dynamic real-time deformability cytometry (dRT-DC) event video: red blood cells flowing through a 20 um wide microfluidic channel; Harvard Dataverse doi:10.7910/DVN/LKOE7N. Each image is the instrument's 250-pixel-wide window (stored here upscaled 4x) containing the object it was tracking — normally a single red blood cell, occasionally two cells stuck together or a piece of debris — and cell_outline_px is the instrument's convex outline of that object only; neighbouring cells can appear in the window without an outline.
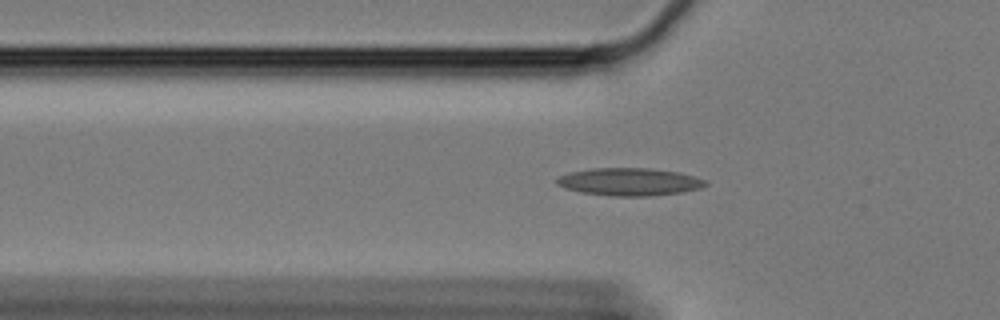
{"species": "Egyptian fruit bat (a non-hibernating species)", "species_latin": "Rousettus aegyptiacus", "temperature_condition": "cold", "stored_images_in_passage": 55, "camera_frame_rate_fps": 3000, "um_per_image_px": 0.085, "animal": {"sex": "female"}, "frame": {"image": 1, "passage_image": 20, "time_ms": 6.333, "image_size_px": [1000, 320], "cell_outline_px": [[708, 184], [700, 188], [680, 192], [652, 196], [608, 196], [580, 192], [564, 188], [556, 184], [556, 180], [560, 176], [568, 172], [592, 168], [648, 168], [680, 172], [704, 180]], "centroid_in_image_um": [53.45, 15.45], "position_along_channel_um": 72.3, "area_um2": 23.99}}
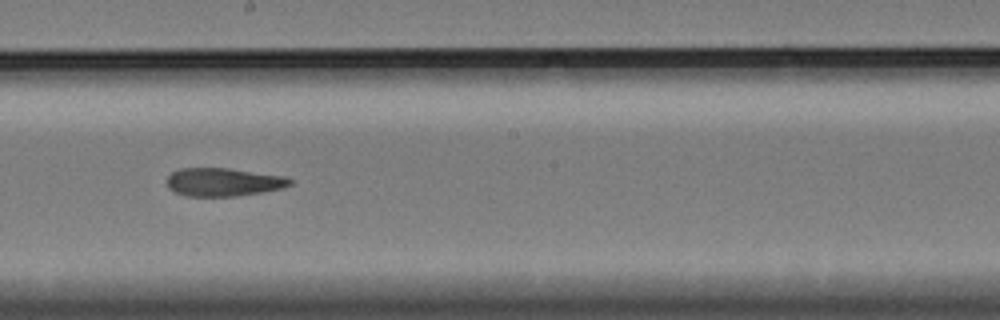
{"frame": {"image": 2, "passage_image": 34, "time_ms": 11.0, "image_size_px": [1000, 320], "cell_outline_px": [[292, 184], [284, 188], [236, 196], [188, 196], [176, 192], [168, 188], [168, 176], [172, 172], [180, 168], [228, 168], [284, 176], [292, 180]], "centroid_in_image_um": [18.99, 15.47], "position_along_channel_um": 229.2, "area_um2": 20.11}}
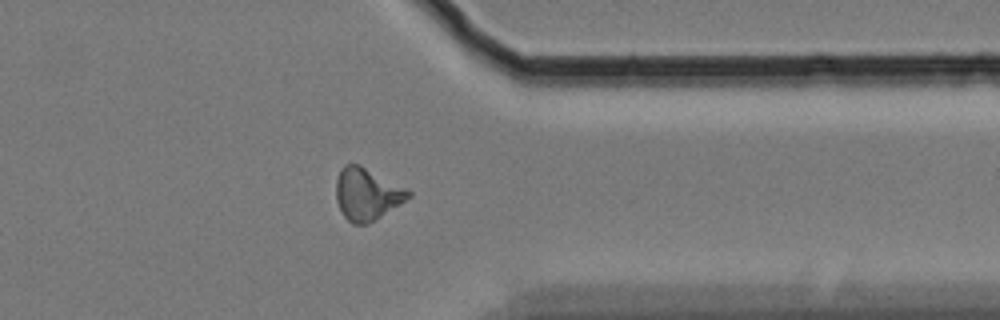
{"frame": {"image": 3, "passage_image": 48, "time_ms": 15.667, "image_size_px": [1000, 320], "cell_outline_px": [[412, 196], [368, 224], [352, 224], [344, 216], [336, 200], [336, 180], [340, 168], [344, 164], [360, 164], [412, 192]], "centroid_in_image_um": [31.16, 16.49], "position_along_channel_um": 380.2, "area_um2": 21.73}}